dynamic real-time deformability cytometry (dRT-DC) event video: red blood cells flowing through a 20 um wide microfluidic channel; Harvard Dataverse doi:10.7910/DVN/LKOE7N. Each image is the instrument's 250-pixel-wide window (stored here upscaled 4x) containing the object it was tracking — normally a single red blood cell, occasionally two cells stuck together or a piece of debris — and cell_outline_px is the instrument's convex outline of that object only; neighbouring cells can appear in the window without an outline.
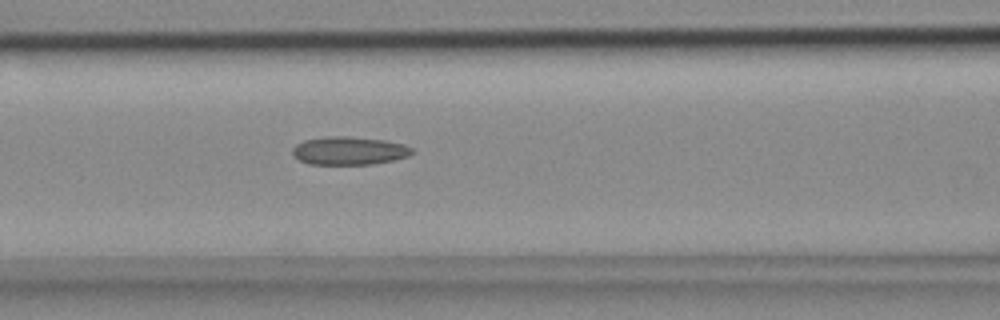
{"species": "common noctule bat (a hibernating species)", "species_latin": "Nyctalus noctula", "temperature_condition": "cold", "stored_images_in_passage": 38, "camera_frame_rate_fps": 3000, "um_per_image_px": 0.085, "animal": {"sex": "female", "body_mass_g": 18.4}, "frame": {"image": 1, "passage_image": 8, "time_ms": 2.333, "image_size_px": [1000, 320], "cell_outline_px": [[412, 152], [408, 156], [392, 160], [368, 164], [308, 164], [300, 160], [292, 152], [292, 148], [296, 144], [304, 140], [324, 136], [348, 136], [384, 140], [404, 144], [412, 148]], "centroid_in_image_um": [29.64, 12.8], "position_along_channel_um": 137.0, "area_um2": 19.48}}
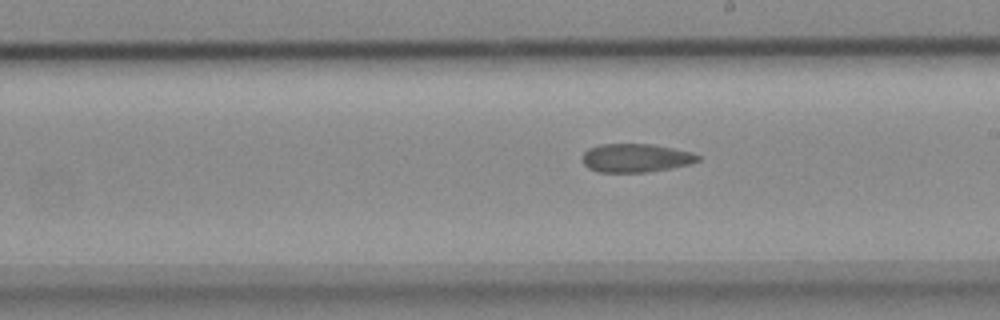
{"frame": {"image": 2, "passage_image": 16, "time_ms": 5.0, "image_size_px": [1000, 320], "cell_outline_px": [[700, 160], [688, 164], [672, 168], [648, 172], [600, 172], [588, 168], [584, 164], [580, 156], [588, 148], [600, 144], [652, 144], [692, 152], [700, 156]], "centroid_in_image_um": [54.01, 13.42], "position_along_channel_um": 235.0, "area_um2": 19.31}}
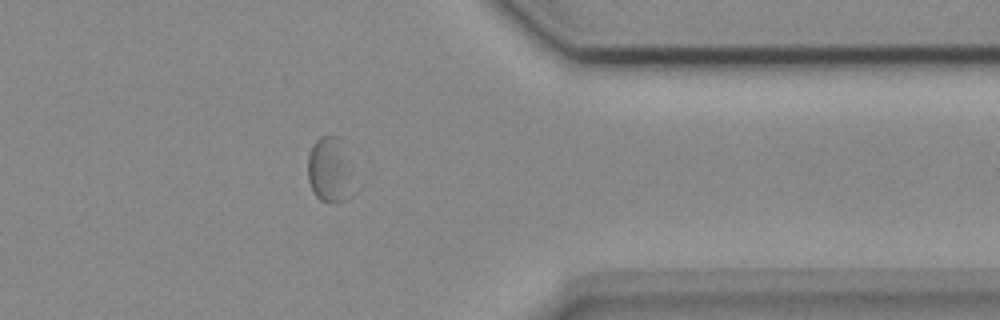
{"frame": {"image": 3, "passage_image": 29, "time_ms": 9.333, "image_size_px": [1000, 320], "cell_outline_px": [[344, 200], [320, 200], [316, 196], [308, 180], [308, 156], [316, 140], [320, 136], [336, 136]], "centroid_in_image_um": [27.67, 14.41], "position_along_channel_um": 383.7, "area_um2": 13.29}}